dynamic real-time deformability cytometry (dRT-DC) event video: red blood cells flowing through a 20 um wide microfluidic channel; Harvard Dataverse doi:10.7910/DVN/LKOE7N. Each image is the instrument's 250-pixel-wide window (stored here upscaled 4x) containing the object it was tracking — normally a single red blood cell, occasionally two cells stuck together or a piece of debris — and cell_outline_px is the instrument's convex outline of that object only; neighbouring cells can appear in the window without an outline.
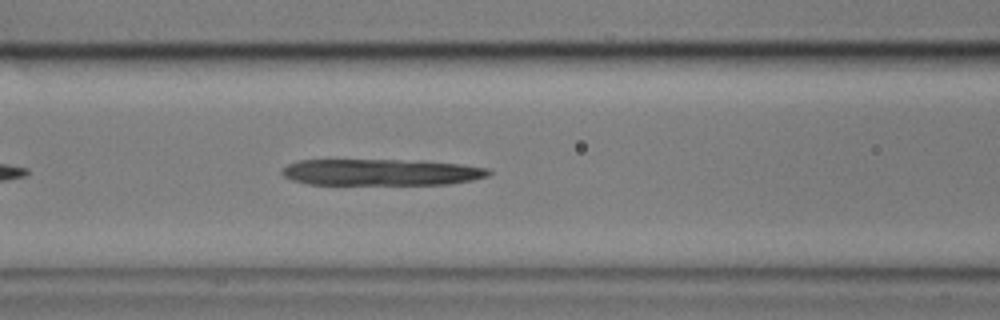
{"species": "common noctule bat (a hibernating species)", "species_latin": "Nyctalus noctula", "temperature_condition": "cold", "stored_images_in_passage": 44, "camera_frame_rate_fps": 3000, "um_per_image_px": 0.085, "animal": {"sex": "male", "body_mass_g": 17.9}, "frame": {"image": 1, "passage_image": 10, "time_ms": 3.0, "image_size_px": [1000, 320], "cell_outline_px": [[492, 172], [488, 176], [472, 180], [448, 184], [308, 184], [292, 180], [284, 176], [280, 172], [288, 164], [300, 160], [396, 160], [460, 164], [488, 168]], "centroid_in_image_um": [32.37, 14.64], "position_along_channel_um": 134.2, "area_um2": 31.5}}